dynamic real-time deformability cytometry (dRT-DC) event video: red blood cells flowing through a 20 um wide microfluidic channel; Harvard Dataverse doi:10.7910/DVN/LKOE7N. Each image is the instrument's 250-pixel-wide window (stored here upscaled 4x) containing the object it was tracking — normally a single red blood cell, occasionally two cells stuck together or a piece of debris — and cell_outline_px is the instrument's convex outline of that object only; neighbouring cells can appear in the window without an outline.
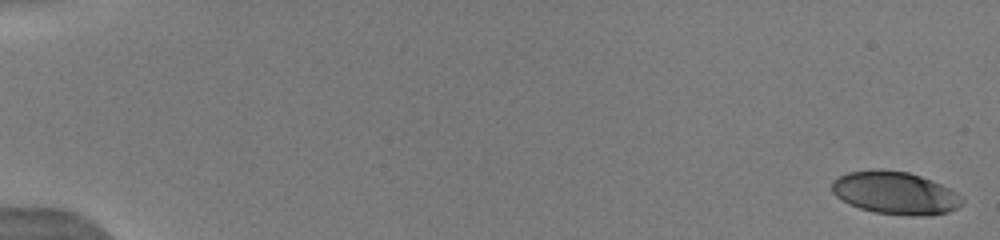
{"species": "human", "species_latin": "Homo sapiens", "temperature_condition": "warm", "stored_images_in_passage": 77, "camera_frame_rate_fps": 3000, "um_per_image_px": 0.085, "donor": {"sex": "male"}, "frame": {"image": 1, "passage_image": 1, "time_ms": 0.0, "image_size_px": [1000, 240], "cell_outline_px": [[964, 204], [948, 212], [876, 212], [860, 208], [836, 196], [832, 192], [832, 180], [848, 172], [872, 168], [880, 168], [908, 172], [920, 176], [940, 184], [956, 192], [964, 200]], "centroid_in_image_um": [76.03, 16.31], "position_along_channel_um": 9.0, "area_um2": 31.15}}
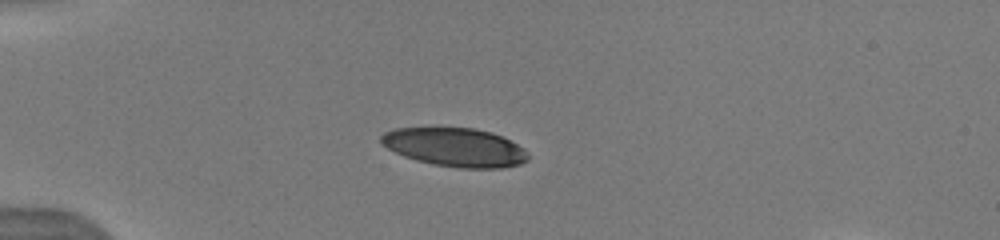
{"frame": {"image": 2, "passage_image": 32, "time_ms": 4.667, "image_size_px": [1000, 240], "cell_outline_px": [[528, 160], [520, 164], [500, 168], [460, 168], [432, 164], [416, 160], [404, 156], [380, 144], [380, 136], [384, 132], [396, 128], [472, 128], [492, 132], [524, 148], [528, 152]], "centroid_in_image_um": [38.67, 12.52], "position_along_channel_um": 46.3, "area_um2": 33.0}}
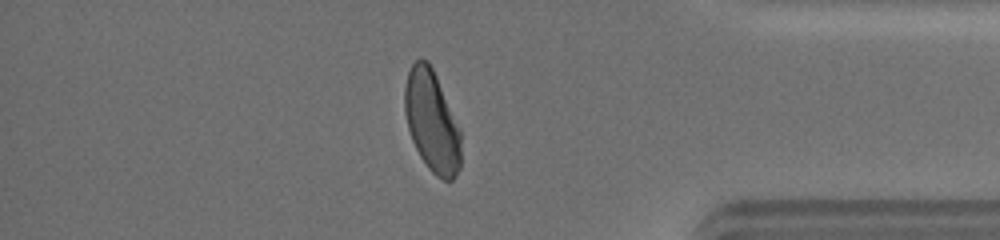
{"frame": {"image": 3, "passage_image": 76, "time_ms": 14.667, "image_size_px": [1000, 240], "cell_outline_px": [[460, 168], [456, 176], [452, 180], [444, 180], [436, 176], [428, 168], [420, 156], [412, 140], [408, 128], [404, 112], [404, 88], [408, 72], [412, 64], [416, 60], [428, 60], [436, 76], [460, 128]], "centroid_in_image_um": [36.7, 10.33], "position_along_channel_um": 398.5, "area_um2": 33.12}, "authors_computed_cell_mechanics": {"area_um2": 34.0442, "velocity_mm_per_s": 4.0535, "shape_relaxation_time_tau1_ms": 4.1435, "shape_relaxation_time_tau2_ms": 1.1408, "deformation_change_tau1": 0.178, "deformation_change_tau2": 0.0638}}